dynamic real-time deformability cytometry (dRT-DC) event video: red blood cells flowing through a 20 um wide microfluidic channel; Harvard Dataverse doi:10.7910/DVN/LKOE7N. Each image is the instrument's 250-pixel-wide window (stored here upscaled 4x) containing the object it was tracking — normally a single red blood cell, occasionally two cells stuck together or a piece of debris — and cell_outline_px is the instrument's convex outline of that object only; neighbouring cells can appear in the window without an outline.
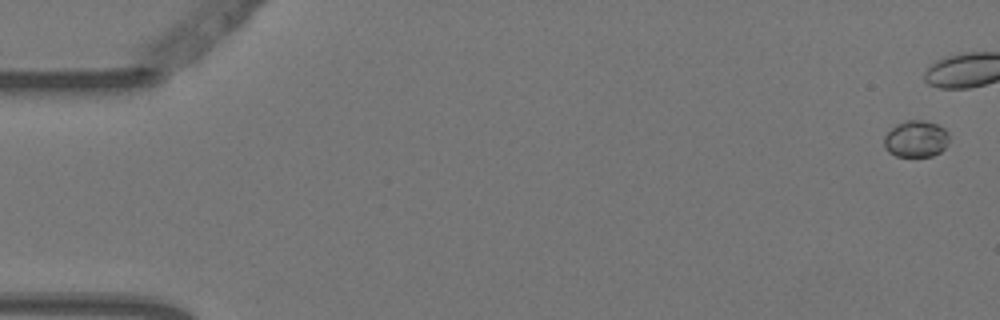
{"species": "Egyptian fruit bat (a non-hibernating species)", "species_latin": "Rousettus aegyptiacus", "temperature_condition": "warm", "stored_images_in_passage": 6, "camera_frame_rate_fps": 3000, "um_per_image_px": 0.085, "animal": {"sex": "female"}, "frame": {"image": 1, "passage_image": 1, "time_ms": 0.0, "image_size_px": [1000, 320], "cell_outline_px": [[948, 144], [940, 152], [932, 156], [896, 156], [888, 152], [884, 148], [884, 136], [896, 124], [904, 120], [924, 120], [936, 124], [944, 128], [948, 132]], "centroid_in_image_um": [77.85, 11.8], "position_along_channel_um": 7.2, "area_um2": 13.99}}
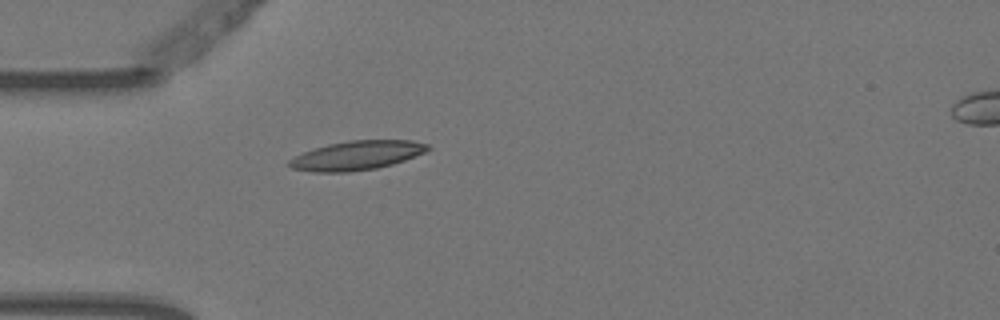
{"frame": {"image": 2, "passage_image": 6, "time_ms": 1.667, "image_size_px": [1000, 320], "cell_outline_px": [[432, 148], [424, 152], [404, 160], [392, 164], [376, 168], [348, 172], [312, 172], [292, 168], [288, 164], [288, 160], [304, 152], [328, 144], [348, 140], [412, 140], [428, 144]], "centroid_in_image_um": [30.34, 13.21], "position_along_channel_um": 54.7, "area_um2": 23.35}}